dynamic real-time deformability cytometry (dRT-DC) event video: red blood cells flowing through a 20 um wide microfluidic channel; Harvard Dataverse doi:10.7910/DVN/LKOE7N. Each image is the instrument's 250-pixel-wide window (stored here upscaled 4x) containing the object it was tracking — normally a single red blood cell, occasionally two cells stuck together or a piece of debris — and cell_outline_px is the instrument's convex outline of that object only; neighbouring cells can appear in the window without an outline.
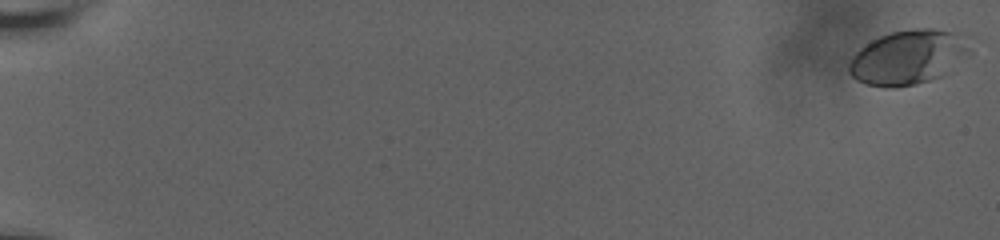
{"species": "human", "species_latin": "Homo sapiens", "temperature_condition": "room temperature", "stored_images_in_passage": 61, "camera_frame_rate_fps": 3000, "um_per_image_px": 0.085, "donor": {"sex": "male"}, "frame": {"image": 1, "passage_image": 1, "time_ms": 0.0, "image_size_px": [1000, 240], "cell_outline_px": [[972, 52], [940, 76], [916, 84], [892, 88], [864, 84], [856, 80], [848, 72], [848, 64], [852, 56], [860, 48], [872, 40], [880, 36], [892, 32], [916, 28], [932, 28], [956, 32], [964, 36], [968, 40]], "centroid_in_image_um": [77.19, 4.86], "position_along_channel_um": 7.8, "area_um2": 38.38}}
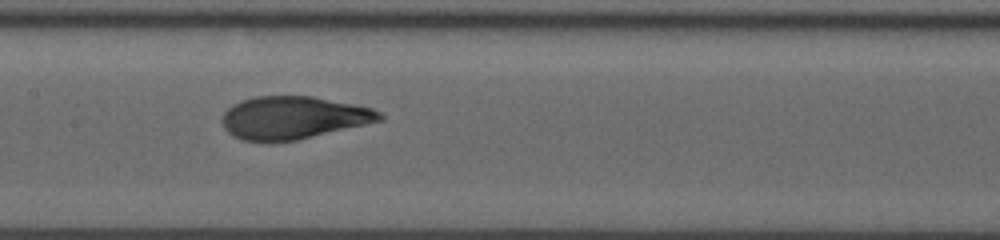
{"frame": {"image": 2, "passage_image": 34, "time_ms": 11.0, "image_size_px": [1000, 240], "cell_outline_px": [[384, 120], [296, 140], [272, 144], [268, 144], [244, 140], [232, 136], [224, 128], [224, 112], [232, 104], [240, 100], [256, 96], [312, 96], [372, 108], [380, 112], [384, 116]], "centroid_in_image_um": [24.9, 10.02], "position_along_channel_um": 182.5, "area_um2": 39.48}}
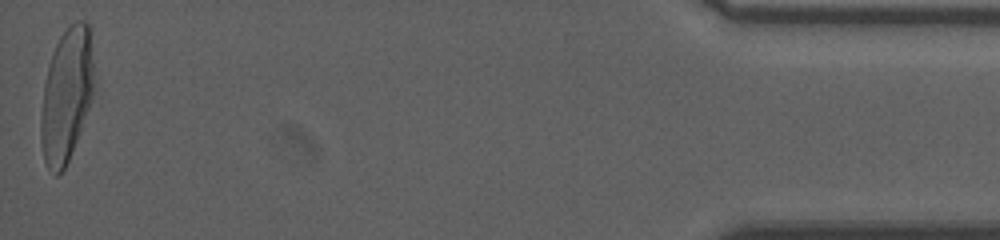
{"frame": {"image": 3, "passage_image": 61, "time_ms": 20.0, "image_size_px": [1000, 240], "cell_outline_px": [[92, 96], [80, 132], [68, 160], [64, 168], [56, 176], [48, 168], [44, 160], [40, 140], [40, 120], [44, 84], [52, 52], [60, 36], [76, 20], [84, 20], [88, 24], [92, 60]], "centroid_in_image_um": [5.62, 8.11], "position_along_channel_um": 429.6, "area_um2": 40.58}, "authors_computed_cell_mechanics": {"area_um2": 38.8416, "velocity_mm_per_s": 3.6577, "shape_relaxation_time_tau1_ms": 6.0305, "shape_relaxation_time_tau2_ms": 0.6781, "deformation_change_tau1": 0.2236, "deformation_change_tau2": 0.0639}}